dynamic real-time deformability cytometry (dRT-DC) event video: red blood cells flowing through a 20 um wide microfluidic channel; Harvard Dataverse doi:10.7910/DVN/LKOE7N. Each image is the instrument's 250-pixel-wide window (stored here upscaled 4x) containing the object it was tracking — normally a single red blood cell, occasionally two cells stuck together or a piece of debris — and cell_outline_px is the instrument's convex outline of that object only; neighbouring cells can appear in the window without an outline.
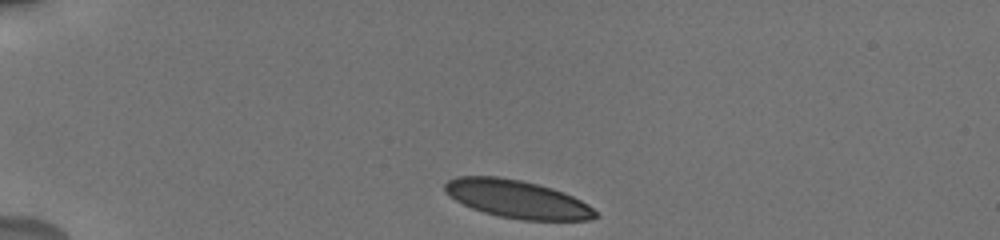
{"species": "human", "species_latin": "Homo sapiens", "temperature_condition": "cold", "stored_images_in_passage": 9, "camera_frame_rate_fps": 3000, "um_per_image_px": 0.085, "donor": {"sex": "male"}, "frame": {"image": 1, "passage_image": 1, "time_ms": 0.0, "image_size_px": [1000, 240], "cell_outline_px": [[600, 216], [588, 220], [524, 220], [500, 216], [484, 212], [472, 208], [456, 200], [444, 192], [444, 184], [448, 180], [456, 176], [496, 176], [520, 180], [552, 188], [564, 192], [588, 204]], "centroid_in_image_um": [43.95, 16.92], "position_along_channel_um": 41.0, "area_um2": 33.12}}
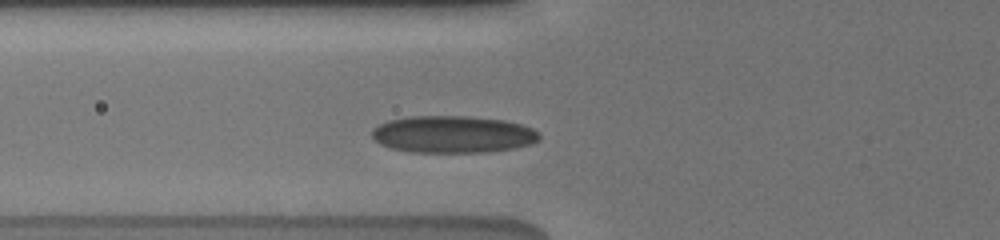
{"frame": {"image": 2, "passage_image": 6, "time_ms": 2.667, "image_size_px": [1000, 240], "cell_outline_px": [[540, 136], [536, 140], [528, 144], [512, 148], [484, 152], [412, 152], [392, 148], [380, 144], [372, 136], [372, 128], [388, 120], [412, 116], [468, 116], [504, 120], [520, 124], [532, 128]], "centroid_in_image_um": [38.44, 11.41], "position_along_channel_um": 87.4, "area_um2": 35.84}}
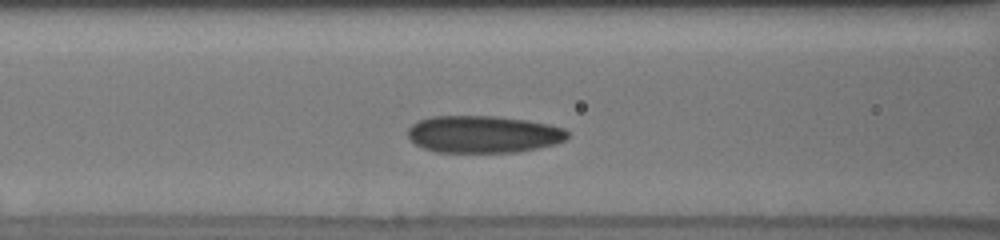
{"frame": {"image": 3, "passage_image": 8, "time_ms": 3.667, "image_size_px": [1000, 240], "cell_outline_px": [[568, 136], [564, 140], [556, 144], [516, 152], [436, 152], [424, 148], [416, 144], [408, 136], [408, 128], [416, 120], [432, 116], [496, 116], [528, 120], [548, 124], [564, 128], [568, 132]], "centroid_in_image_um": [41.07, 11.4], "position_along_channel_um": 125.5, "area_um2": 34.68}}